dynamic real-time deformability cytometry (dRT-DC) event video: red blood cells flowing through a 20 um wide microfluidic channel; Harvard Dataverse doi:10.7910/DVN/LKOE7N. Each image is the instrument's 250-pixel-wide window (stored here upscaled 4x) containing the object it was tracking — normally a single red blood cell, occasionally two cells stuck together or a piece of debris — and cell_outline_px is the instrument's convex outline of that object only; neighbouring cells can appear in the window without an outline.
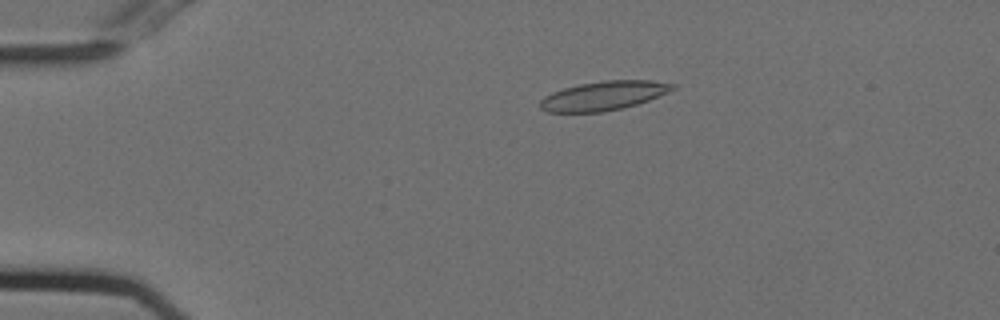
{"species": "Egyptian fruit bat (a non-hibernating species)", "species_latin": "Rousettus aegyptiacus", "temperature_condition": "cold", "stored_images_in_passage": 54, "camera_frame_rate_fps": 3000, "um_per_image_px": 0.085, "animal": {"sex": "female"}, "frame": {"image": 1, "passage_image": 11, "time_ms": 3.333, "image_size_px": [1000, 320], "cell_outline_px": [[676, 88], [668, 92], [648, 100], [636, 104], [604, 112], [548, 112], [540, 108], [540, 100], [544, 96], [552, 92], [564, 88], [580, 84], [604, 80], [652, 80], [676, 84]], "centroid_in_image_um": [51.3, 8.13], "position_along_channel_um": 33.7, "area_um2": 22.37}}
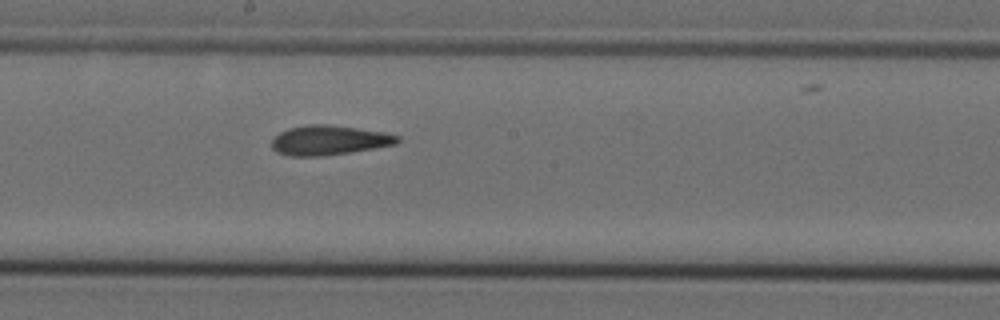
{"frame": {"image": 2, "passage_image": 30, "time_ms": 9.667, "image_size_px": [1000, 320], "cell_outline_px": [[400, 140], [396, 144], [348, 152], [320, 156], [288, 156], [276, 152], [272, 148], [272, 140], [280, 132], [288, 128], [308, 124], [328, 124], [384, 132], [400, 136]], "centroid_in_image_um": [27.94, 11.91], "position_along_channel_um": 220.3, "area_um2": 21.56}}
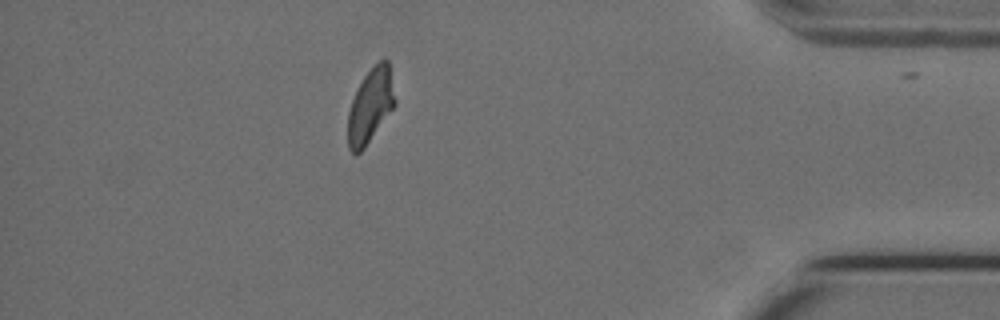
{"frame": {"image": 3, "passage_image": 48, "time_ms": 15.667, "image_size_px": [1000, 320], "cell_outline_px": [[396, 104], [364, 148], [356, 156], [348, 148], [348, 112], [356, 88], [364, 76], [380, 60], [388, 60], [396, 100]], "centroid_in_image_um": [31.47, 9.01], "position_along_channel_um": 403.7, "area_um2": 20.23}, "authors_computed_cell_mechanics": {"area_um2": 21.5883, "velocity_mm_per_s": 3.7284, "shape_relaxation_time_tau1_ms": null, "shape_relaxation_time_tau2_ms": 2.0824, "deformation_change_tau1": null, "deformation_change_tau2": 0.0963}}